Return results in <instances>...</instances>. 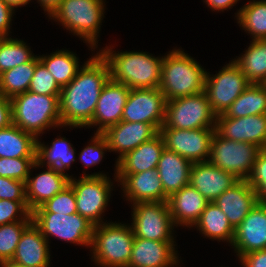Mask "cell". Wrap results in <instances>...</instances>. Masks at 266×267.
Wrapping results in <instances>:
<instances>
[{
  "label": "cell",
  "mask_w": 266,
  "mask_h": 267,
  "mask_svg": "<svg viewBox=\"0 0 266 267\" xmlns=\"http://www.w3.org/2000/svg\"><path fill=\"white\" fill-rule=\"evenodd\" d=\"M109 79V66L97 52L61 89L59 112L63 127L81 128L90 124L101 91Z\"/></svg>",
  "instance_id": "6da1fadb"
},
{
  "label": "cell",
  "mask_w": 266,
  "mask_h": 267,
  "mask_svg": "<svg viewBox=\"0 0 266 267\" xmlns=\"http://www.w3.org/2000/svg\"><path fill=\"white\" fill-rule=\"evenodd\" d=\"M99 54L109 66L111 80L122 83L129 89L160 87L163 57L137 51L114 53L107 46Z\"/></svg>",
  "instance_id": "7a4b0ae2"
},
{
  "label": "cell",
  "mask_w": 266,
  "mask_h": 267,
  "mask_svg": "<svg viewBox=\"0 0 266 267\" xmlns=\"http://www.w3.org/2000/svg\"><path fill=\"white\" fill-rule=\"evenodd\" d=\"M206 71L181 49H174L163 56L159 89L165 100L170 101L201 93L205 87Z\"/></svg>",
  "instance_id": "3957f363"
},
{
  "label": "cell",
  "mask_w": 266,
  "mask_h": 267,
  "mask_svg": "<svg viewBox=\"0 0 266 267\" xmlns=\"http://www.w3.org/2000/svg\"><path fill=\"white\" fill-rule=\"evenodd\" d=\"M60 95H40L30 91L11 98L12 124L37 139L47 128L62 126L59 112Z\"/></svg>",
  "instance_id": "277c9868"
},
{
  "label": "cell",
  "mask_w": 266,
  "mask_h": 267,
  "mask_svg": "<svg viewBox=\"0 0 266 267\" xmlns=\"http://www.w3.org/2000/svg\"><path fill=\"white\" fill-rule=\"evenodd\" d=\"M132 226L121 223H101L93 228V261L99 267H128L134 242Z\"/></svg>",
  "instance_id": "5b68a950"
},
{
  "label": "cell",
  "mask_w": 266,
  "mask_h": 267,
  "mask_svg": "<svg viewBox=\"0 0 266 267\" xmlns=\"http://www.w3.org/2000/svg\"><path fill=\"white\" fill-rule=\"evenodd\" d=\"M104 3L103 0H62L50 18L60 22L95 49L104 17Z\"/></svg>",
  "instance_id": "8992f818"
},
{
  "label": "cell",
  "mask_w": 266,
  "mask_h": 267,
  "mask_svg": "<svg viewBox=\"0 0 266 267\" xmlns=\"http://www.w3.org/2000/svg\"><path fill=\"white\" fill-rule=\"evenodd\" d=\"M216 114L212 111L205 91L166 101L161 128L194 130L215 128Z\"/></svg>",
  "instance_id": "52a82bcc"
},
{
  "label": "cell",
  "mask_w": 266,
  "mask_h": 267,
  "mask_svg": "<svg viewBox=\"0 0 266 267\" xmlns=\"http://www.w3.org/2000/svg\"><path fill=\"white\" fill-rule=\"evenodd\" d=\"M112 183L103 173H84L78 180L70 177L69 184L75 193L77 213L94 226L104 223L101 214L111 197Z\"/></svg>",
  "instance_id": "ba28073f"
},
{
  "label": "cell",
  "mask_w": 266,
  "mask_h": 267,
  "mask_svg": "<svg viewBox=\"0 0 266 267\" xmlns=\"http://www.w3.org/2000/svg\"><path fill=\"white\" fill-rule=\"evenodd\" d=\"M260 150L251 143L225 139L215 131L208 161L233 174L238 180H247Z\"/></svg>",
  "instance_id": "9c48e42d"
},
{
  "label": "cell",
  "mask_w": 266,
  "mask_h": 267,
  "mask_svg": "<svg viewBox=\"0 0 266 267\" xmlns=\"http://www.w3.org/2000/svg\"><path fill=\"white\" fill-rule=\"evenodd\" d=\"M32 222L48 241L50 235L90 247L94 225L79 213L31 212Z\"/></svg>",
  "instance_id": "30bf717a"
},
{
  "label": "cell",
  "mask_w": 266,
  "mask_h": 267,
  "mask_svg": "<svg viewBox=\"0 0 266 267\" xmlns=\"http://www.w3.org/2000/svg\"><path fill=\"white\" fill-rule=\"evenodd\" d=\"M134 236L155 241H174V223L168 201L138 202L132 204Z\"/></svg>",
  "instance_id": "8fae6325"
},
{
  "label": "cell",
  "mask_w": 266,
  "mask_h": 267,
  "mask_svg": "<svg viewBox=\"0 0 266 267\" xmlns=\"http://www.w3.org/2000/svg\"><path fill=\"white\" fill-rule=\"evenodd\" d=\"M210 76L206 72L204 91L216 115L224 113L250 85L246 75L234 61L222 67L213 77Z\"/></svg>",
  "instance_id": "7c38bea8"
},
{
  "label": "cell",
  "mask_w": 266,
  "mask_h": 267,
  "mask_svg": "<svg viewBox=\"0 0 266 267\" xmlns=\"http://www.w3.org/2000/svg\"><path fill=\"white\" fill-rule=\"evenodd\" d=\"M216 128L182 130L160 128L165 148L177 153L191 163L208 161L211 142Z\"/></svg>",
  "instance_id": "4fadbf2b"
},
{
  "label": "cell",
  "mask_w": 266,
  "mask_h": 267,
  "mask_svg": "<svg viewBox=\"0 0 266 267\" xmlns=\"http://www.w3.org/2000/svg\"><path fill=\"white\" fill-rule=\"evenodd\" d=\"M166 100L159 88L130 89L121 120L153 125L158 131L165 118Z\"/></svg>",
  "instance_id": "5bb4252c"
},
{
  "label": "cell",
  "mask_w": 266,
  "mask_h": 267,
  "mask_svg": "<svg viewBox=\"0 0 266 267\" xmlns=\"http://www.w3.org/2000/svg\"><path fill=\"white\" fill-rule=\"evenodd\" d=\"M216 132L225 139L247 142L266 149V114L240 118L216 116Z\"/></svg>",
  "instance_id": "9a60e30c"
},
{
  "label": "cell",
  "mask_w": 266,
  "mask_h": 267,
  "mask_svg": "<svg viewBox=\"0 0 266 267\" xmlns=\"http://www.w3.org/2000/svg\"><path fill=\"white\" fill-rule=\"evenodd\" d=\"M231 246H234L239 258L250 252L266 249V203L257 202L235 228Z\"/></svg>",
  "instance_id": "2e32d148"
},
{
  "label": "cell",
  "mask_w": 266,
  "mask_h": 267,
  "mask_svg": "<svg viewBox=\"0 0 266 267\" xmlns=\"http://www.w3.org/2000/svg\"><path fill=\"white\" fill-rule=\"evenodd\" d=\"M129 92L126 85L109 79L101 91L92 121L87 127L98 125L96 133H103L110 126L119 123Z\"/></svg>",
  "instance_id": "e0dca14e"
},
{
  "label": "cell",
  "mask_w": 266,
  "mask_h": 267,
  "mask_svg": "<svg viewBox=\"0 0 266 267\" xmlns=\"http://www.w3.org/2000/svg\"><path fill=\"white\" fill-rule=\"evenodd\" d=\"M158 133L159 131L151 124L121 120L119 123L107 128L102 134L107 140L109 151L119 153L118 161L126 153L136 149Z\"/></svg>",
  "instance_id": "ac0fdd59"
},
{
  "label": "cell",
  "mask_w": 266,
  "mask_h": 267,
  "mask_svg": "<svg viewBox=\"0 0 266 267\" xmlns=\"http://www.w3.org/2000/svg\"><path fill=\"white\" fill-rule=\"evenodd\" d=\"M174 241L134 237L128 267H174L179 265Z\"/></svg>",
  "instance_id": "d6986e66"
},
{
  "label": "cell",
  "mask_w": 266,
  "mask_h": 267,
  "mask_svg": "<svg viewBox=\"0 0 266 267\" xmlns=\"http://www.w3.org/2000/svg\"><path fill=\"white\" fill-rule=\"evenodd\" d=\"M238 181L233 174L215 167L210 161L196 162L191 165L189 184L209 202H213Z\"/></svg>",
  "instance_id": "ffe728a7"
},
{
  "label": "cell",
  "mask_w": 266,
  "mask_h": 267,
  "mask_svg": "<svg viewBox=\"0 0 266 267\" xmlns=\"http://www.w3.org/2000/svg\"><path fill=\"white\" fill-rule=\"evenodd\" d=\"M114 177L122 185L127 200L133 204L164 201V188L157 169L137 174H116Z\"/></svg>",
  "instance_id": "44dd1931"
},
{
  "label": "cell",
  "mask_w": 266,
  "mask_h": 267,
  "mask_svg": "<svg viewBox=\"0 0 266 267\" xmlns=\"http://www.w3.org/2000/svg\"><path fill=\"white\" fill-rule=\"evenodd\" d=\"M235 229L256 205L257 197L247 180H239L213 201Z\"/></svg>",
  "instance_id": "7402d4cb"
},
{
  "label": "cell",
  "mask_w": 266,
  "mask_h": 267,
  "mask_svg": "<svg viewBox=\"0 0 266 267\" xmlns=\"http://www.w3.org/2000/svg\"><path fill=\"white\" fill-rule=\"evenodd\" d=\"M209 201L190 184L168 198L170 214L174 225L193 227L199 220Z\"/></svg>",
  "instance_id": "603a6c76"
},
{
  "label": "cell",
  "mask_w": 266,
  "mask_h": 267,
  "mask_svg": "<svg viewBox=\"0 0 266 267\" xmlns=\"http://www.w3.org/2000/svg\"><path fill=\"white\" fill-rule=\"evenodd\" d=\"M30 176L29 174L25 189L28 208L31 212L67 187L71 177L51 167L33 178Z\"/></svg>",
  "instance_id": "cb8c5ba5"
},
{
  "label": "cell",
  "mask_w": 266,
  "mask_h": 267,
  "mask_svg": "<svg viewBox=\"0 0 266 267\" xmlns=\"http://www.w3.org/2000/svg\"><path fill=\"white\" fill-rule=\"evenodd\" d=\"M165 143L160 133L116 161V174H137L156 169Z\"/></svg>",
  "instance_id": "d4e9b609"
},
{
  "label": "cell",
  "mask_w": 266,
  "mask_h": 267,
  "mask_svg": "<svg viewBox=\"0 0 266 267\" xmlns=\"http://www.w3.org/2000/svg\"><path fill=\"white\" fill-rule=\"evenodd\" d=\"M49 241L32 222L22 233L11 260L26 267H49Z\"/></svg>",
  "instance_id": "484cf974"
},
{
  "label": "cell",
  "mask_w": 266,
  "mask_h": 267,
  "mask_svg": "<svg viewBox=\"0 0 266 267\" xmlns=\"http://www.w3.org/2000/svg\"><path fill=\"white\" fill-rule=\"evenodd\" d=\"M191 165L181 155L166 148L163 150L156 169L164 188V201L189 184Z\"/></svg>",
  "instance_id": "4316f807"
},
{
  "label": "cell",
  "mask_w": 266,
  "mask_h": 267,
  "mask_svg": "<svg viewBox=\"0 0 266 267\" xmlns=\"http://www.w3.org/2000/svg\"><path fill=\"white\" fill-rule=\"evenodd\" d=\"M38 140L14 124L0 129V158H37Z\"/></svg>",
  "instance_id": "83f0119b"
},
{
  "label": "cell",
  "mask_w": 266,
  "mask_h": 267,
  "mask_svg": "<svg viewBox=\"0 0 266 267\" xmlns=\"http://www.w3.org/2000/svg\"><path fill=\"white\" fill-rule=\"evenodd\" d=\"M205 236L214 240H224L232 244L235 229L226 214L214 203L209 202L194 225Z\"/></svg>",
  "instance_id": "f1b7e54d"
},
{
  "label": "cell",
  "mask_w": 266,
  "mask_h": 267,
  "mask_svg": "<svg viewBox=\"0 0 266 267\" xmlns=\"http://www.w3.org/2000/svg\"><path fill=\"white\" fill-rule=\"evenodd\" d=\"M223 114L231 118L266 114V85L250 83Z\"/></svg>",
  "instance_id": "f546056e"
},
{
  "label": "cell",
  "mask_w": 266,
  "mask_h": 267,
  "mask_svg": "<svg viewBox=\"0 0 266 267\" xmlns=\"http://www.w3.org/2000/svg\"><path fill=\"white\" fill-rule=\"evenodd\" d=\"M241 57L233 61L254 84L266 83V39L252 40Z\"/></svg>",
  "instance_id": "4dcf8cb0"
},
{
  "label": "cell",
  "mask_w": 266,
  "mask_h": 267,
  "mask_svg": "<svg viewBox=\"0 0 266 267\" xmlns=\"http://www.w3.org/2000/svg\"><path fill=\"white\" fill-rule=\"evenodd\" d=\"M75 158V149L72 148L71 143L65 137L56 138L50 147L37 141L36 161L42 166L56 168L64 173L66 169L71 167L70 165L76 160Z\"/></svg>",
  "instance_id": "1f68e13d"
},
{
  "label": "cell",
  "mask_w": 266,
  "mask_h": 267,
  "mask_svg": "<svg viewBox=\"0 0 266 267\" xmlns=\"http://www.w3.org/2000/svg\"><path fill=\"white\" fill-rule=\"evenodd\" d=\"M38 58L61 88L70 83L80 69L76 54L66 49L58 50L48 56H38Z\"/></svg>",
  "instance_id": "d6a6232c"
},
{
  "label": "cell",
  "mask_w": 266,
  "mask_h": 267,
  "mask_svg": "<svg viewBox=\"0 0 266 267\" xmlns=\"http://www.w3.org/2000/svg\"><path fill=\"white\" fill-rule=\"evenodd\" d=\"M36 65L37 56L27 63L1 73L0 94L11 99L15 95L28 91Z\"/></svg>",
  "instance_id": "836d02e7"
},
{
  "label": "cell",
  "mask_w": 266,
  "mask_h": 267,
  "mask_svg": "<svg viewBox=\"0 0 266 267\" xmlns=\"http://www.w3.org/2000/svg\"><path fill=\"white\" fill-rule=\"evenodd\" d=\"M243 30L252 35V40L266 39V0H253L236 14Z\"/></svg>",
  "instance_id": "e575fe53"
},
{
  "label": "cell",
  "mask_w": 266,
  "mask_h": 267,
  "mask_svg": "<svg viewBox=\"0 0 266 267\" xmlns=\"http://www.w3.org/2000/svg\"><path fill=\"white\" fill-rule=\"evenodd\" d=\"M35 55L23 40L6 37L0 46V74L31 61Z\"/></svg>",
  "instance_id": "d590c367"
},
{
  "label": "cell",
  "mask_w": 266,
  "mask_h": 267,
  "mask_svg": "<svg viewBox=\"0 0 266 267\" xmlns=\"http://www.w3.org/2000/svg\"><path fill=\"white\" fill-rule=\"evenodd\" d=\"M32 221H18L0 225V262L11 260L23 231Z\"/></svg>",
  "instance_id": "8d00e7d4"
},
{
  "label": "cell",
  "mask_w": 266,
  "mask_h": 267,
  "mask_svg": "<svg viewBox=\"0 0 266 267\" xmlns=\"http://www.w3.org/2000/svg\"><path fill=\"white\" fill-rule=\"evenodd\" d=\"M37 158H0V176L26 183L31 169L40 167Z\"/></svg>",
  "instance_id": "74e56055"
},
{
  "label": "cell",
  "mask_w": 266,
  "mask_h": 267,
  "mask_svg": "<svg viewBox=\"0 0 266 267\" xmlns=\"http://www.w3.org/2000/svg\"><path fill=\"white\" fill-rule=\"evenodd\" d=\"M32 212H51L65 215L77 213L73 187L69 184L60 193L54 195L51 199L47 200Z\"/></svg>",
  "instance_id": "f35d334b"
},
{
  "label": "cell",
  "mask_w": 266,
  "mask_h": 267,
  "mask_svg": "<svg viewBox=\"0 0 266 267\" xmlns=\"http://www.w3.org/2000/svg\"><path fill=\"white\" fill-rule=\"evenodd\" d=\"M61 89L52 74L37 56V65L35 66L28 91L40 95H60Z\"/></svg>",
  "instance_id": "ab89813d"
},
{
  "label": "cell",
  "mask_w": 266,
  "mask_h": 267,
  "mask_svg": "<svg viewBox=\"0 0 266 267\" xmlns=\"http://www.w3.org/2000/svg\"><path fill=\"white\" fill-rule=\"evenodd\" d=\"M18 221H32L27 201L0 199V225Z\"/></svg>",
  "instance_id": "60d3db41"
},
{
  "label": "cell",
  "mask_w": 266,
  "mask_h": 267,
  "mask_svg": "<svg viewBox=\"0 0 266 267\" xmlns=\"http://www.w3.org/2000/svg\"><path fill=\"white\" fill-rule=\"evenodd\" d=\"M247 181L255 190L257 201L266 203V149H261L258 153Z\"/></svg>",
  "instance_id": "b9f144b4"
},
{
  "label": "cell",
  "mask_w": 266,
  "mask_h": 267,
  "mask_svg": "<svg viewBox=\"0 0 266 267\" xmlns=\"http://www.w3.org/2000/svg\"><path fill=\"white\" fill-rule=\"evenodd\" d=\"M107 150H109V147L104 135L95 133L91 143L80 152L79 159L88 168L98 164Z\"/></svg>",
  "instance_id": "7bdbcfd3"
},
{
  "label": "cell",
  "mask_w": 266,
  "mask_h": 267,
  "mask_svg": "<svg viewBox=\"0 0 266 267\" xmlns=\"http://www.w3.org/2000/svg\"><path fill=\"white\" fill-rule=\"evenodd\" d=\"M0 199L27 201L25 183L0 176Z\"/></svg>",
  "instance_id": "ee69618b"
},
{
  "label": "cell",
  "mask_w": 266,
  "mask_h": 267,
  "mask_svg": "<svg viewBox=\"0 0 266 267\" xmlns=\"http://www.w3.org/2000/svg\"><path fill=\"white\" fill-rule=\"evenodd\" d=\"M239 260L243 267H266V249L245 254Z\"/></svg>",
  "instance_id": "f6af8a7d"
},
{
  "label": "cell",
  "mask_w": 266,
  "mask_h": 267,
  "mask_svg": "<svg viewBox=\"0 0 266 267\" xmlns=\"http://www.w3.org/2000/svg\"><path fill=\"white\" fill-rule=\"evenodd\" d=\"M14 10L4 1L0 0V33L8 37Z\"/></svg>",
  "instance_id": "bcb514c9"
},
{
  "label": "cell",
  "mask_w": 266,
  "mask_h": 267,
  "mask_svg": "<svg viewBox=\"0 0 266 267\" xmlns=\"http://www.w3.org/2000/svg\"><path fill=\"white\" fill-rule=\"evenodd\" d=\"M12 124L11 99L0 94V129L9 127Z\"/></svg>",
  "instance_id": "7dc6e473"
},
{
  "label": "cell",
  "mask_w": 266,
  "mask_h": 267,
  "mask_svg": "<svg viewBox=\"0 0 266 267\" xmlns=\"http://www.w3.org/2000/svg\"><path fill=\"white\" fill-rule=\"evenodd\" d=\"M239 0H205L204 2L210 7L213 11H223L230 9L237 3Z\"/></svg>",
  "instance_id": "c3c4849f"
},
{
  "label": "cell",
  "mask_w": 266,
  "mask_h": 267,
  "mask_svg": "<svg viewBox=\"0 0 266 267\" xmlns=\"http://www.w3.org/2000/svg\"><path fill=\"white\" fill-rule=\"evenodd\" d=\"M43 10L47 12L49 17L54 13V11L60 6L62 0H37Z\"/></svg>",
  "instance_id": "681fc988"
},
{
  "label": "cell",
  "mask_w": 266,
  "mask_h": 267,
  "mask_svg": "<svg viewBox=\"0 0 266 267\" xmlns=\"http://www.w3.org/2000/svg\"><path fill=\"white\" fill-rule=\"evenodd\" d=\"M14 11L15 8H18L19 6H24L29 4L31 0H4Z\"/></svg>",
  "instance_id": "f907efd6"
},
{
  "label": "cell",
  "mask_w": 266,
  "mask_h": 267,
  "mask_svg": "<svg viewBox=\"0 0 266 267\" xmlns=\"http://www.w3.org/2000/svg\"><path fill=\"white\" fill-rule=\"evenodd\" d=\"M1 267H26L25 265L19 264L13 260H4L0 262Z\"/></svg>",
  "instance_id": "816d5d0a"
},
{
  "label": "cell",
  "mask_w": 266,
  "mask_h": 267,
  "mask_svg": "<svg viewBox=\"0 0 266 267\" xmlns=\"http://www.w3.org/2000/svg\"><path fill=\"white\" fill-rule=\"evenodd\" d=\"M6 36L0 33V46L2 42L5 40Z\"/></svg>",
  "instance_id": "f5cc1de1"
}]
</instances>
